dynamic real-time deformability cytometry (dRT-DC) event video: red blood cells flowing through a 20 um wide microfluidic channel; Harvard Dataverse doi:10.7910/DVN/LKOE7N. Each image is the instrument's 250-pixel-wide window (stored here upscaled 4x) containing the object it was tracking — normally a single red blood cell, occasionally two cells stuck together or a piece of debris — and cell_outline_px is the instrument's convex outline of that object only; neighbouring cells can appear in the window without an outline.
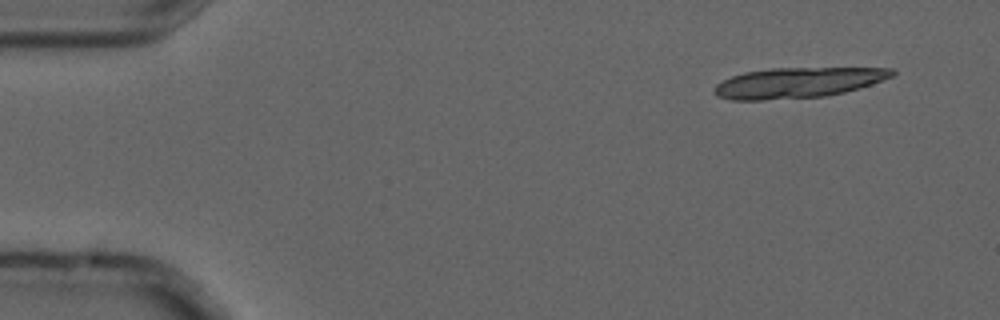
{"species": "common noctule bat (a hibernating species)", "species_latin": "Nyctalus noctula", "temperature_condition": "cold", "stored_images_in_passage": 3, "camera_frame_rate_fps": 3000, "um_per_image_px": 0.085, "animal": {"sex": "male", "forearm_length_mm": 52.5}, "frame": {"image": 1, "passage_image": 1, "time_ms": 0.0, "image_size_px": [1000, 320], "cell_outline_px": [[896, 72], [892, 76], [872, 84], [860, 88], [828, 96], [764, 100], [732, 100], [716, 96], [712, 92], [712, 88], [716, 84], [732, 76], [744, 72], [772, 68], [892, 68]], "centroid_in_image_um": [67.78, 7.03], "position_along_channel_um": 17.2, "area_um2": 31.62}}